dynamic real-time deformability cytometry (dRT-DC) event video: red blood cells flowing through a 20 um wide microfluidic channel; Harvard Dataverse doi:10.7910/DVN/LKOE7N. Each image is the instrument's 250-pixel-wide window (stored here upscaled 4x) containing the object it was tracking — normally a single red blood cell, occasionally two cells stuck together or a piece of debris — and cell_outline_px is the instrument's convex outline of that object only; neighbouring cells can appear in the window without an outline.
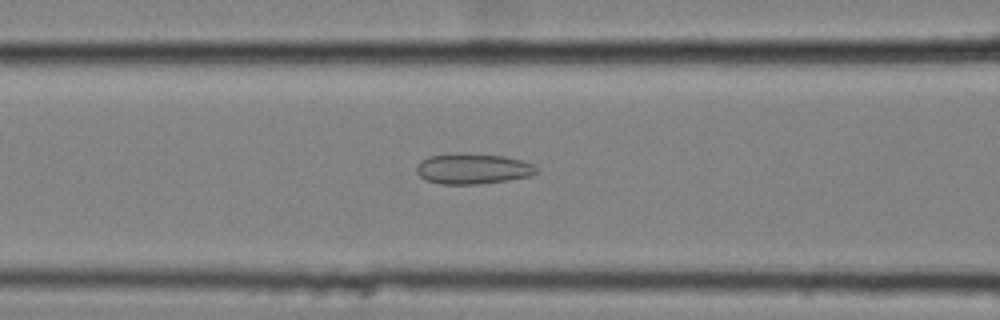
{"species": "common noctule bat (a hibernating species)", "species_latin": "Nyctalus noctula", "temperature_condition": "cold", "stored_images_in_passage": 51, "camera_frame_rate_fps": 3000, "um_per_image_px": 0.085, "animal": {"sex": "female", "body_mass_g": 25.1}, "frame": {"image": 1, "passage_image": 18, "time_ms": 5.667, "image_size_px": [1000, 320], "cell_outline_px": [[540, 168], [536, 172], [528, 176], [508, 180], [480, 184], [440, 184], [424, 180], [416, 172], [416, 164], [420, 160], [428, 156], [504, 156], [520, 160], [532, 164]], "centroid_in_image_um": [40.17, 14.4], "position_along_channel_um": 126.4, "area_um2": 20.52}}
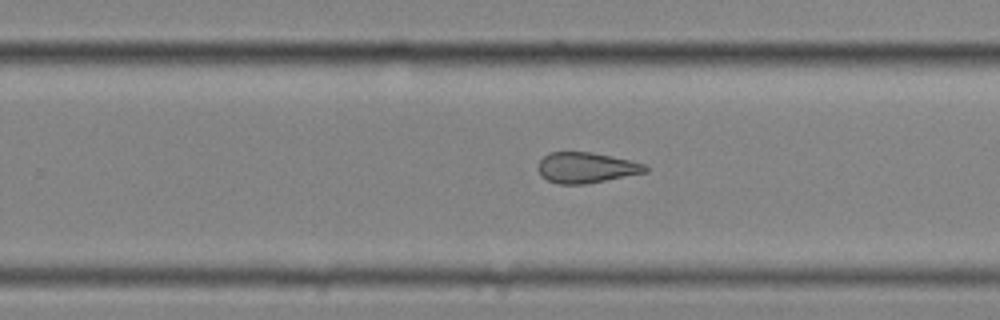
{"frame": {"image": 2, "passage_image": 31, "time_ms": 10.0, "image_size_px": [1000, 320], "cell_outline_px": [[648, 172], [584, 184], [560, 184], [548, 180], [540, 176], [536, 168], [540, 160], [548, 152], [592, 152], [628, 160], [644, 164], [648, 168]], "centroid_in_image_um": [49.78, 14.25], "position_along_channel_um": 280.0, "area_um2": 19.07}}
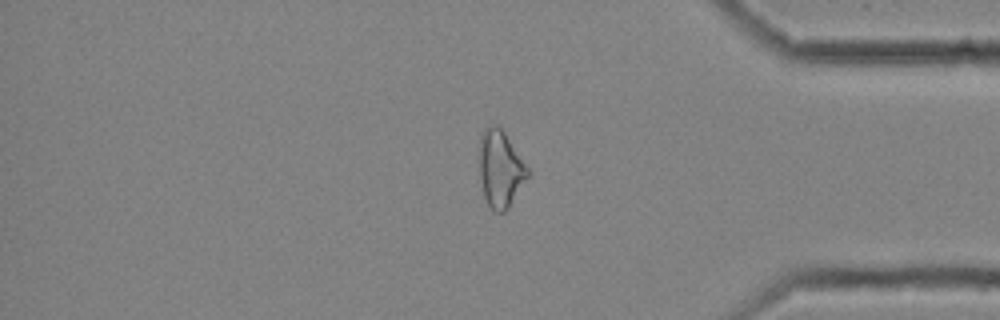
{"frame": {"image": 3, "passage_image": 42, "time_ms": 13.667, "image_size_px": [1000, 320], "cell_outline_px": [[528, 176], [508, 208], [504, 212], [496, 212], [488, 204], [484, 196], [480, 180], [480, 136], [484, 128], [488, 124], [500, 124], [528, 168]], "centroid_in_image_um": [42.51, 14.29], "position_along_channel_um": 392.7, "area_um2": 21.56}, "authors_computed_cell_mechanics": {"area_um2": 22.0796, "velocity_mm_per_s": 3.5509, "shape_relaxation_time_tau1_ms": null, "shape_relaxation_time_tau2_ms": 2.5821, "deformation_change_tau1": null, "deformation_change_tau2": 0.1102}}